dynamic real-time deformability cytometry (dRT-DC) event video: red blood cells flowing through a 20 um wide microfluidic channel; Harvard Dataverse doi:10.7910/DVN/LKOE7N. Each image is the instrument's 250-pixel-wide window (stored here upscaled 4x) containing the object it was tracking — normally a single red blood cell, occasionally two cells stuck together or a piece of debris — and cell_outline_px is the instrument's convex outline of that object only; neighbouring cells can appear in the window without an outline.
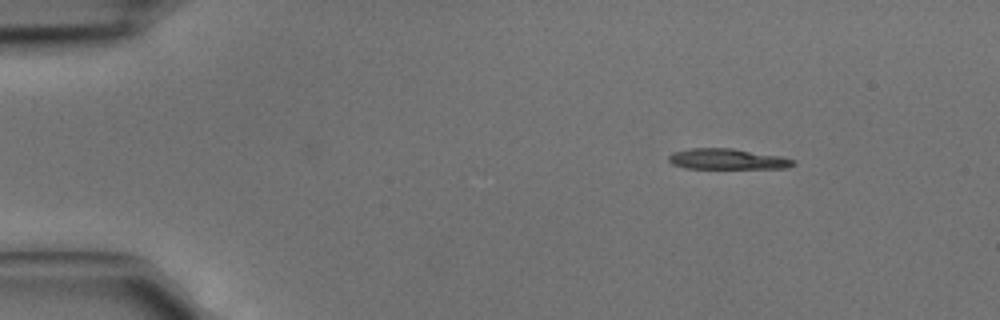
{"species": "common noctule bat (a hibernating species)", "species_latin": "Nyctalus noctula", "temperature_condition": "cold", "stored_images_in_passage": 4, "segment_of_instrument_passage": [1, 2], "camera_frame_rate_fps": 3000, "um_per_image_px": 0.085, "animal": {"sex": "male", "body_mass_g": 15.6}, "frame": {"image": 1, "passage_image": 1, "time_ms": 0.0, "image_size_px": [1000, 320], "cell_outline_px": [[796, 164], [788, 168], [684, 168], [672, 164], [668, 160], [668, 156], [672, 152], [688, 148], [732, 148], [780, 156], [796, 160]], "centroid_in_image_um": [61.81, 13.52], "position_along_channel_um": 23.2, "area_um2": 15.09}}
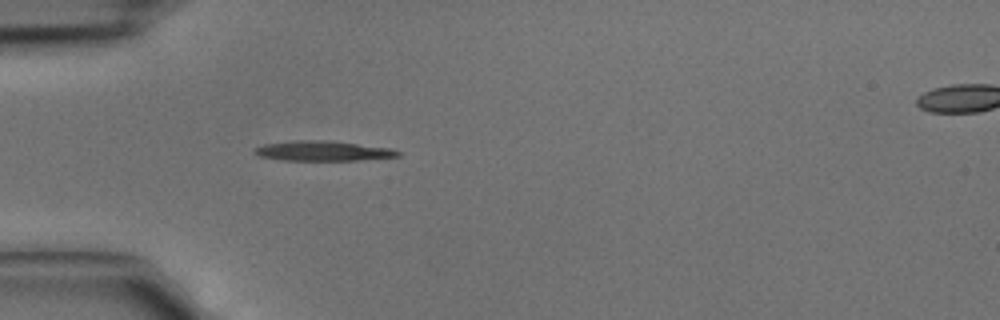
{"frame": {"image": 2, "passage_image": 3, "time_ms": 0.667, "image_size_px": [1000, 320], "cell_outline_px": [[400, 156], [356, 160], [284, 160], [260, 156], [252, 152], [252, 148], [264, 144], [296, 140], [332, 140], [392, 148], [400, 152]], "centroid_in_image_um": [27.44, 12.81], "position_along_channel_um": 57.6, "area_um2": 16.76}}